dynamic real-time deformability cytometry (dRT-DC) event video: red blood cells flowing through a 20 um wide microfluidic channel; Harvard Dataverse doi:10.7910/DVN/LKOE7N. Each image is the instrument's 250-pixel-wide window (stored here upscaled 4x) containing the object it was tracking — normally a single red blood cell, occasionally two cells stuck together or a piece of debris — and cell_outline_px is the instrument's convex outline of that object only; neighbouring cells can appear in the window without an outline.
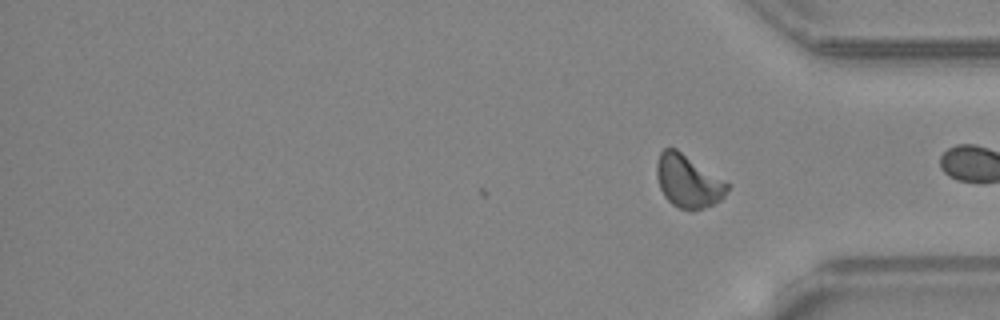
{"species": "common noctule bat (a hibernating species)", "species_latin": "Nyctalus noctula", "temperature_condition": "warm", "stored_images_in_passage": 23, "camera_frame_rate_fps": 3000, "um_per_image_px": 0.085, "animal": {"sex": "female", "body_mass_g": 24.6, "forearm_length_mm": 56.2}, "frame": {"image": 1, "passage_image": 23, "time_ms": 7.333, "image_size_px": [1000, 320], "cell_outline_px": [[728, 188], [724, 196], [720, 200], [704, 208], [680, 208], [672, 204], [664, 196], [660, 188], [656, 176], [656, 164], [660, 152], [664, 148], [676, 148], [728, 184]], "centroid_in_image_um": [58.43, 15.38], "position_along_channel_um": 376.8, "area_um2": 21.1}, "authors_computed_cell_mechanics": {"area_um2": 20.808, "velocity_mm_per_s": 4.3737, "shape_relaxation_time_tau1_ms": 3.7575, "shape_relaxation_time_tau2_ms": null, "deformation_change_tau1": 0.1291, "deformation_change_tau2": null}}